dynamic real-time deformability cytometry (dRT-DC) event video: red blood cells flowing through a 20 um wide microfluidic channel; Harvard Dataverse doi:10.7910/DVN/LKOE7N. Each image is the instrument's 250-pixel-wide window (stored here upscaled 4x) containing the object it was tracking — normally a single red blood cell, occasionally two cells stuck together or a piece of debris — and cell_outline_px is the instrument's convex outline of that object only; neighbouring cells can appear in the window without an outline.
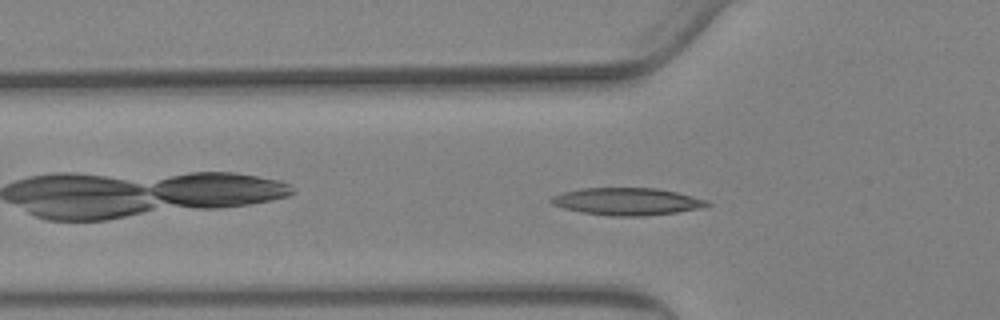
{"species": "Egyptian fruit bat (a non-hibernating species)", "species_latin": "Rousettus aegyptiacus", "temperature_condition": "warm", "stored_images_in_passage": 39, "camera_frame_rate_fps": 3000, "um_per_image_px": 0.085, "animal": {"sex": "female"}, "frame": {"image": 1, "passage_image": 9, "time_ms": 2.667, "image_size_px": [1000, 320], "cell_outline_px": [[712, 204], [704, 208], [676, 212], [644, 216], [608, 216], [580, 212], [564, 208], [552, 204], [548, 200], [552, 196], [560, 192], [580, 188], [656, 188], [676, 192], [708, 200]], "centroid_in_image_um": [53.28, 17.13], "position_along_channel_um": 72.5, "area_um2": 25.09}}
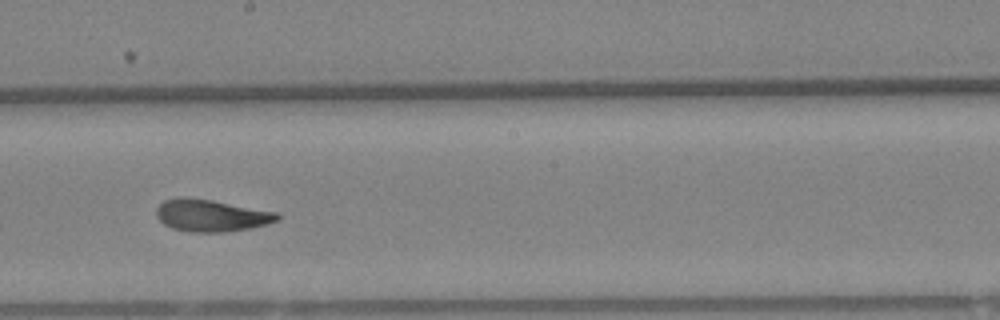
{"frame": {"image": 2, "passage_image": 22, "time_ms": 7.0, "image_size_px": [1000, 320], "cell_outline_px": [[280, 216], [276, 220], [268, 224], [248, 228], [224, 232], [188, 232], [172, 228], [164, 224], [156, 216], [156, 208], [164, 200], [180, 196], [212, 200], [280, 212]], "centroid_in_image_um": [17.94, 18.31], "position_along_channel_um": 230.3, "area_um2": 22.72}}
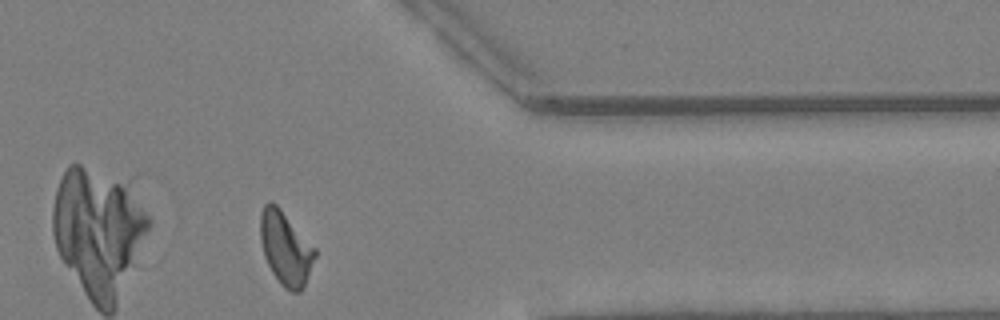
{"frame": {"image": 3, "passage_image": 36, "time_ms": 11.667, "image_size_px": [1000, 320], "cell_outline_px": [[316, 256], [304, 288], [300, 292], [292, 292], [284, 288], [280, 284], [272, 272], [264, 256], [260, 240], [260, 212], [264, 204], [268, 200], [272, 200], [280, 208], [316, 248]], "centroid_in_image_um": [24.27, 21.09], "position_along_channel_um": 387.1, "area_um2": 23.64}, "authors_computed_cell_mechanics": {"area_um2": 22.7154, "velocity_mm_per_s": 3.644, "shape_relaxation_time_tau1_ms": 5.4298, "shape_relaxation_time_tau2_ms": 2.0832, "deformation_change_tau1": 0.1813, "deformation_change_tau2": 0.0888}}